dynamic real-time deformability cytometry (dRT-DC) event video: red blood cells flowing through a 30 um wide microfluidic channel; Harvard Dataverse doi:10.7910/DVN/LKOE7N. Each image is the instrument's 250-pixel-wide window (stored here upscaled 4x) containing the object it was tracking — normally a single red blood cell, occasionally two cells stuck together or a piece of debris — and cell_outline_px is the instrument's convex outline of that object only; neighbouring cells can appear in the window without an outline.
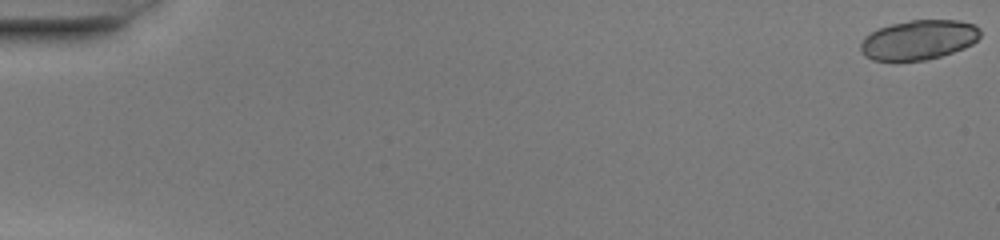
{"species": "common noctule bat (a hibernating species)", "species_latin": "Nyctalus noctula", "temperature_condition": "warm", "stored_images_in_passage": 51, "camera_frame_rate_fps": 3000, "um_per_image_px": 0.085, "animal": {"sex": "female", "body_mass_g": 20.0, "forearm_length_mm": 54.0}, "frame": {"image": 1, "passage_image": 1, "time_ms": 0.0, "image_size_px": [1000, 240], "cell_outline_px": [[980, 36], [972, 44], [964, 48], [928, 60], [872, 60], [864, 56], [860, 48], [860, 44], [864, 36], [880, 28], [892, 24], [912, 20], [956, 20], [972, 24], [980, 28]], "centroid_in_image_um": [78.08, 3.39], "position_along_channel_um": 6.9, "area_um2": 27.46}}
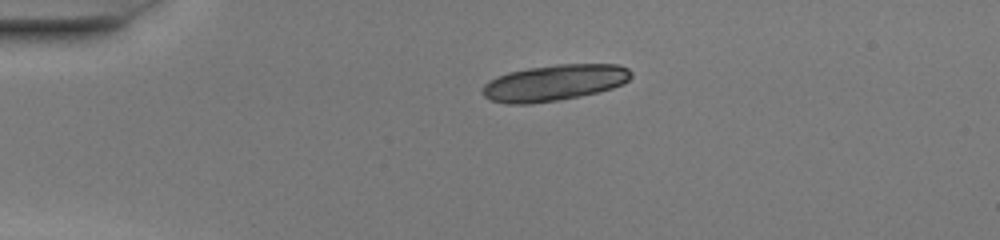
{"frame": {"image": 2, "passage_image": 13, "time_ms": 4.0, "image_size_px": [1000, 240], "cell_outline_px": [[632, 76], [624, 84], [612, 88], [580, 96], [560, 100], [528, 104], [508, 104], [492, 100], [484, 96], [480, 92], [484, 84], [488, 80], [496, 76], [508, 72], [528, 68], [556, 64], [616, 64], [628, 68], [632, 72]], "centroid_in_image_um": [47.1, 7.03], "position_along_channel_um": 37.9, "area_um2": 31.5}, "authors_computed_cell_mechanics": {"area_um2": 27.455, "velocity_mm_per_s": 4.0811, "shape_relaxation_time_tau1_ms": 6.4697, "shape_relaxation_time_tau2_ms": 0.9084, "deformation_change_tau1": 0.1779, "deformation_change_tau2": 0.0446}}